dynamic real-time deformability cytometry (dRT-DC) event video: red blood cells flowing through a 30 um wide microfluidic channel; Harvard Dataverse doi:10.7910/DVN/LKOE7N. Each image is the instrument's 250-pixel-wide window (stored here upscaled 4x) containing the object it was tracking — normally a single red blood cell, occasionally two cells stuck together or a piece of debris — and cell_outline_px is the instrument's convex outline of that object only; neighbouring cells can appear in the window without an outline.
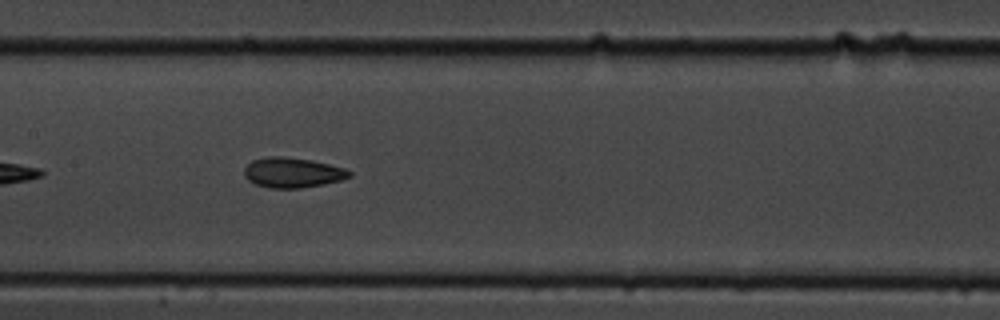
{"species": "common noctule bat (a hibernating species)", "species_latin": "Nyctalus noctula", "temperature_condition": "cold", "stored_images_in_passage": 21, "camera_frame_rate_fps": 3000, "um_per_image_px": 0.085, "animal": {"sex": "male", "body_mass_g": 19.5, "forearm_length_mm": 54.6}, "frame": {"image": 1, "passage_image": 12, "time_ms": 3.667, "image_size_px": [1000, 320], "cell_outline_px": [[352, 176], [340, 180], [324, 184], [300, 188], [268, 188], [256, 184], [248, 180], [244, 176], [244, 168], [252, 160], [268, 156], [280, 156], [312, 160], [344, 168], [352, 172]], "centroid_in_image_um": [24.85, 14.67], "position_along_channel_um": 182.6, "area_um2": 18.44}}
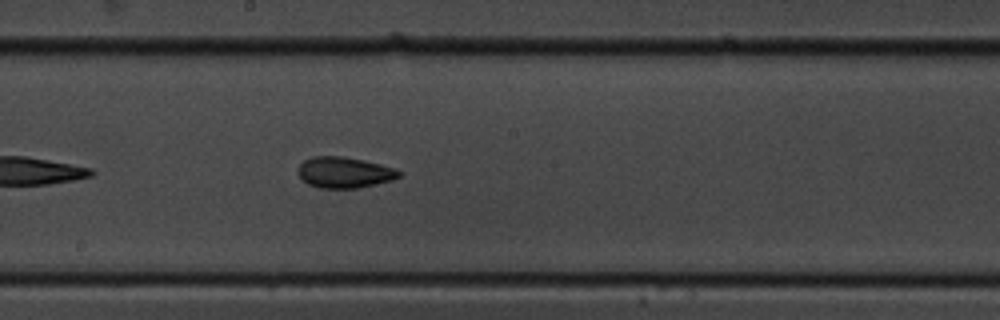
{"frame": {"image": 2, "passage_image": 15, "time_ms": 4.667, "image_size_px": [1000, 320], "cell_outline_px": [[400, 176], [392, 180], [376, 184], [356, 188], [320, 188], [308, 184], [296, 172], [296, 168], [304, 160], [312, 156], [344, 156], [364, 160], [396, 168], [400, 172]], "centroid_in_image_um": [29.24, 14.65], "position_along_channel_um": 219.0, "area_um2": 18.32}}